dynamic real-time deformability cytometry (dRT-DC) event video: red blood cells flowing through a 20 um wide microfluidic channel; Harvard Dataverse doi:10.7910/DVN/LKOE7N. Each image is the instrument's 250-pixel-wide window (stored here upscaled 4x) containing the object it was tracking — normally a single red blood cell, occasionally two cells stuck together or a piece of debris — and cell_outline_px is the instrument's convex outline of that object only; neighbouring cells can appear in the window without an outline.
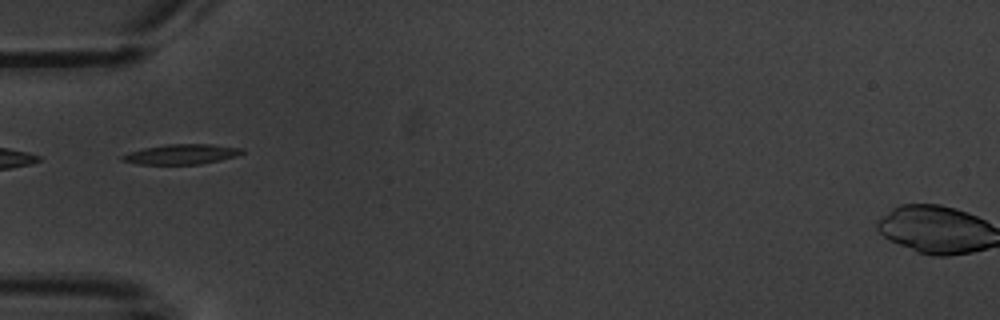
{"species": "common noctule bat (a hibernating species)", "species_latin": "Nyctalus noctula", "temperature_condition": "warm", "stored_images_in_passage": 2, "camera_frame_rate_fps": 3000, "um_per_image_px": 0.085, "animal": {"sex": "male", "body_mass_g": 20.1, "forearm_length_mm": 53.5}, "frame": {"image": 1, "passage_image": 1, "time_ms": 0.0, "image_size_px": [1000, 320], "cell_outline_px": [[244, 152], [236, 156], [220, 160], [200, 164], [136, 164], [120, 160], [120, 156], [144, 148], [168, 144], [212, 144], [244, 148]], "centroid_in_image_um": [15.45, 13.11], "position_along_channel_um": 69.6, "area_um2": 13.93}}